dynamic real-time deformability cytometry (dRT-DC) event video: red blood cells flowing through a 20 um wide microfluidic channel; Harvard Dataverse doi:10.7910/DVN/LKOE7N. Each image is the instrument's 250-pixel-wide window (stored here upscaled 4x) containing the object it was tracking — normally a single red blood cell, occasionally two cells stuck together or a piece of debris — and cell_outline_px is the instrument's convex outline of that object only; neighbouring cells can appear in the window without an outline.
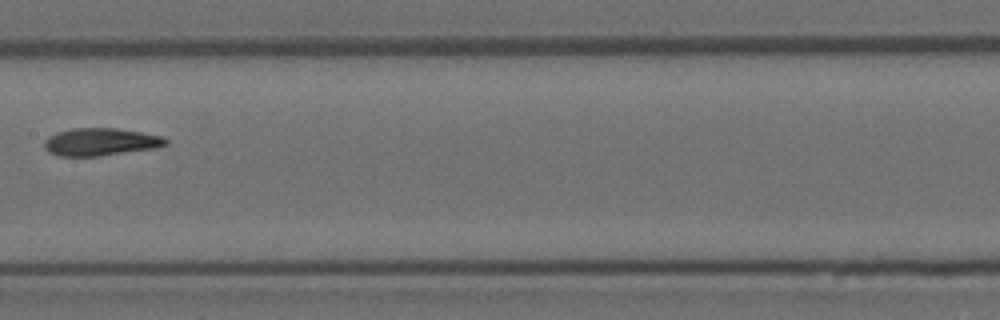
{"species": "Egyptian fruit bat (a non-hibernating species)", "species_latin": "Rousettus aegyptiacus", "temperature_condition": "room temperature", "stored_images_in_passage": 8, "camera_frame_rate_fps": 3000, "um_per_image_px": 0.085, "animal": {"sex": "female"}, "frame": {"image": 1, "passage_image": 8, "time_ms": 8.0, "image_size_px": [1000, 320], "cell_outline_px": [[168, 144], [156, 148], [100, 156], [60, 156], [48, 152], [44, 148], [44, 140], [48, 136], [56, 132], [72, 128], [116, 128], [140, 132], [160, 136], [168, 140]], "centroid_in_image_um": [8.51, 12.06], "position_along_channel_um": 198.9, "area_um2": 19.59}}